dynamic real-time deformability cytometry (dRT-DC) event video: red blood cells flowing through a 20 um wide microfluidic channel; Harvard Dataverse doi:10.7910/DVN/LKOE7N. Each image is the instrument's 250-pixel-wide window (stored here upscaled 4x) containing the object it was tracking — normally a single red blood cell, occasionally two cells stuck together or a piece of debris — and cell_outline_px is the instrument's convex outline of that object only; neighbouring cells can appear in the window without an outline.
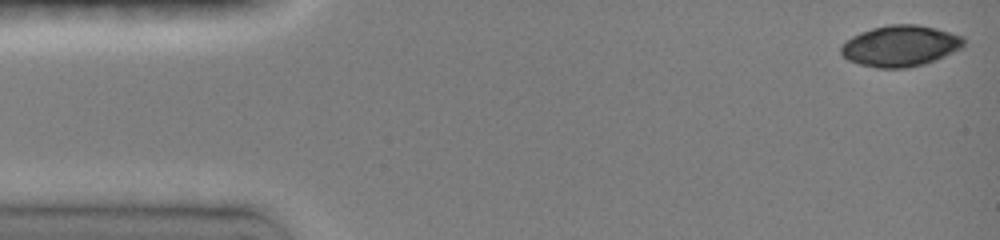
{"species": "common noctule bat (a hibernating species)", "species_latin": "Nyctalus noctula", "temperature_condition": "room temperature", "stored_images_in_passage": 45, "camera_frame_rate_fps": 3000, "um_per_image_px": 0.085, "animal": {"sex": "female", "body_mass_g": 19.0, "forearm_length_mm": 51.5}, "frame": {"image": 1, "passage_image": 1, "time_ms": 0.0, "image_size_px": [1000, 240], "cell_outline_px": [[964, 44], [960, 48], [936, 60], [924, 64], [908, 68], [876, 68], [860, 64], [848, 60], [840, 52], [840, 48], [852, 36], [860, 32], [872, 28], [888, 24], [916, 24], [936, 28], [964, 36]], "centroid_in_image_um": [76.53, 3.9], "position_along_channel_um": 8.5, "area_um2": 29.36}}
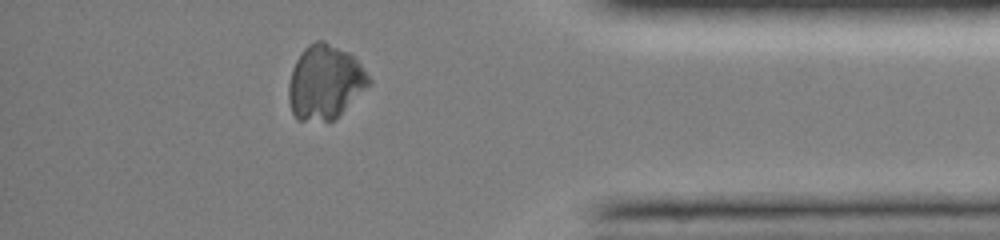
{"frame": {"image": 2, "passage_image": 40, "time_ms": 13.0, "image_size_px": [1000, 240], "cell_outline_px": [[372, 84], [332, 120], [296, 120], [292, 112], [288, 100], [288, 84], [292, 68], [296, 60], [304, 48], [308, 44], [316, 40], [324, 40], [348, 52], [360, 64], [372, 80]], "centroid_in_image_um": [27.61, 6.96], "position_along_channel_um": 407.6, "area_um2": 34.62}}